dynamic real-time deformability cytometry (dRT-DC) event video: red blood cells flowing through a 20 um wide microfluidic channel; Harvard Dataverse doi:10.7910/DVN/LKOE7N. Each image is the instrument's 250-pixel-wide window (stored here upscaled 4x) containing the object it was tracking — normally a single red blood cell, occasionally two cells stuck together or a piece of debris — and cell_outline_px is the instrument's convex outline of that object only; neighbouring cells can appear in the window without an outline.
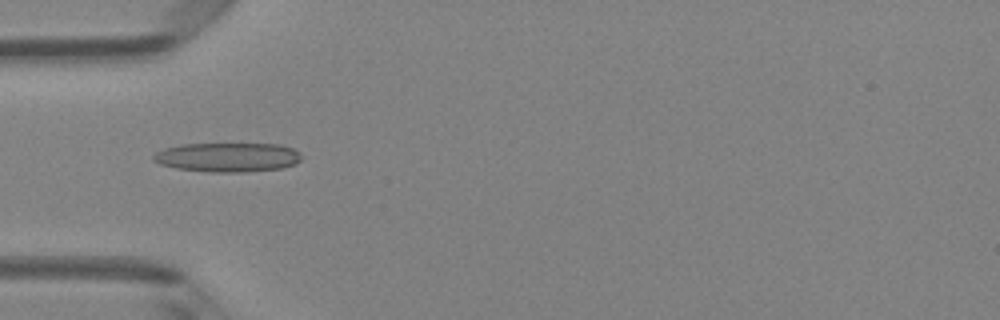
{"species": "Egyptian fruit bat (a non-hibernating species)", "species_latin": "Rousettus aegyptiacus", "temperature_condition": "room temperature", "stored_images_in_passage": 4, "camera_frame_rate_fps": 3000, "um_per_image_px": 0.085, "animal": {"sex": "female"}, "frame": {"image": 1, "passage_image": 4, "time_ms": 1.0, "image_size_px": [1000, 320], "cell_outline_px": [[300, 160], [296, 164], [284, 168], [244, 172], [212, 172], [176, 168], [160, 164], [152, 160], [152, 156], [156, 152], [164, 148], [184, 144], [280, 144], [292, 148], [300, 152]], "centroid_in_image_um": [19.36, 13.37], "position_along_channel_um": 65.6, "area_um2": 25.32}}